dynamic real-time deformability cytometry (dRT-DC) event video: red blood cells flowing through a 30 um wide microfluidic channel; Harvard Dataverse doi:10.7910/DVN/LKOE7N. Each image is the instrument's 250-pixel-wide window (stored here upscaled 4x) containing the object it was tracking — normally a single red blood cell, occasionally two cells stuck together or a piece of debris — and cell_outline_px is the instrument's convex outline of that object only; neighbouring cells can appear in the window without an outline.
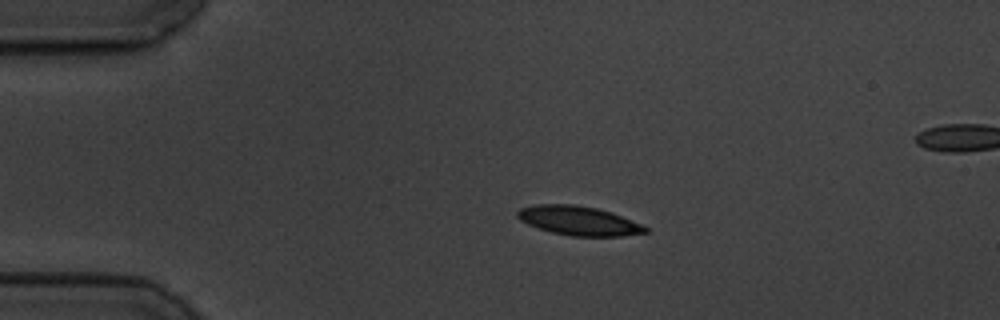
{"species": "common noctule bat (a hibernating species)", "species_latin": "Nyctalus noctula", "temperature_condition": "cold", "stored_images_in_passage": 47, "camera_frame_rate_fps": 3000, "um_per_image_px": 0.085, "animal": {"sex": "male", "body_mass_g": 19.5, "forearm_length_mm": 54.6}, "frame": {"image": 1, "passage_image": 1, "time_ms": 0.0, "image_size_px": [1000, 320], "cell_outline_px": [[648, 232], [620, 236], [572, 236], [552, 232], [528, 224], [520, 220], [516, 216], [516, 212], [520, 208], [536, 204], [576, 204], [596, 208], [612, 212], [640, 224], [648, 228]], "centroid_in_image_um": [49.16, 18.75], "position_along_channel_um": 35.8, "area_um2": 21.62}}
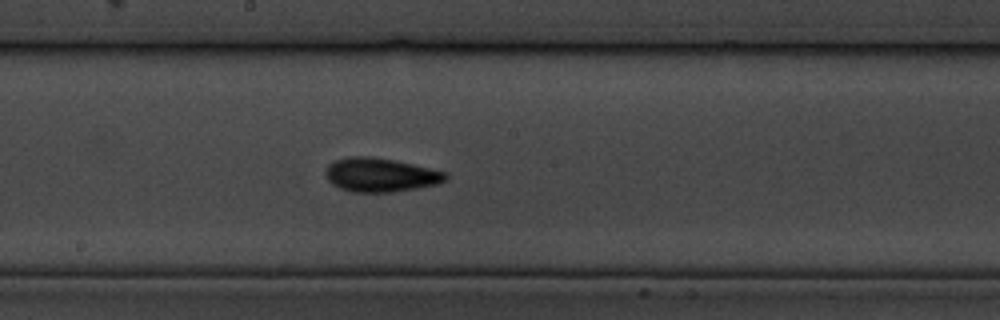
{"frame": {"image": 2, "passage_image": 20, "time_ms": 6.333, "image_size_px": [1000, 320], "cell_outline_px": [[448, 180], [440, 184], [392, 192], [352, 192], [340, 188], [332, 184], [328, 180], [324, 172], [328, 164], [336, 160], [348, 156], [368, 156], [396, 160], [448, 172]], "centroid_in_image_um": [32.37, 14.86], "position_along_channel_um": 215.8, "area_um2": 23.99}}
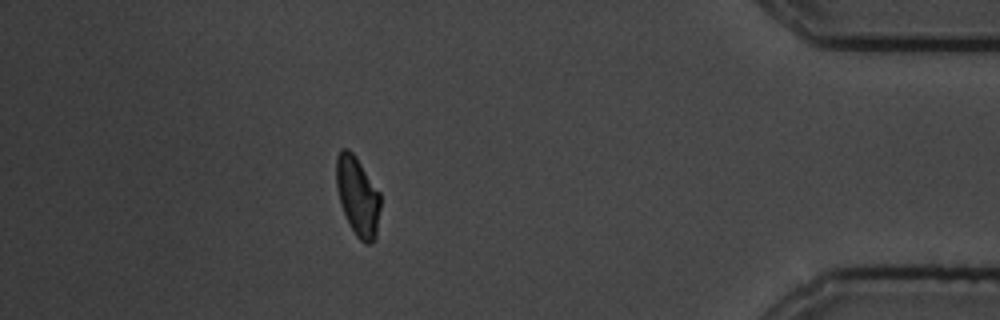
{"frame": {"image": 3, "passage_image": 40, "time_ms": 13.0, "image_size_px": [1000, 320], "cell_outline_px": [[380, 208], [376, 240], [372, 244], [364, 244], [356, 236], [340, 204], [336, 188], [336, 156], [340, 148], [348, 148], [356, 156], [380, 192]], "centroid_in_image_um": [30.4, 16.67], "position_along_channel_um": 404.8, "area_um2": 20.63}, "authors_computed_cell_mechanics": {"area_um2": 21.6172, "velocity_mm_per_s": 3.4796, "shape_relaxation_time_tau1_ms": 2.621, "shape_relaxation_time_tau2_ms": 2.513, "deformation_change_tau1": 0.1152, "deformation_change_tau2": 0.0633}}